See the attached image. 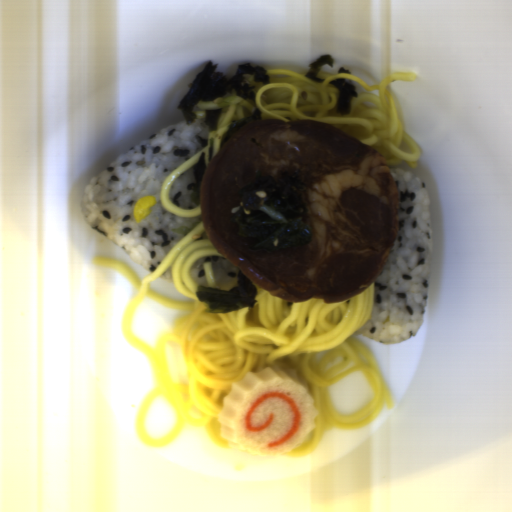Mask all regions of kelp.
<instances>
[{
  "label": "kelp",
  "mask_w": 512,
  "mask_h": 512,
  "mask_svg": "<svg viewBox=\"0 0 512 512\" xmlns=\"http://www.w3.org/2000/svg\"><path fill=\"white\" fill-rule=\"evenodd\" d=\"M237 285L230 290L211 288L204 285L196 286V300L204 302L206 313H231L245 307L254 308L257 288L254 281L237 268Z\"/></svg>",
  "instance_id": "3"
},
{
  "label": "kelp",
  "mask_w": 512,
  "mask_h": 512,
  "mask_svg": "<svg viewBox=\"0 0 512 512\" xmlns=\"http://www.w3.org/2000/svg\"><path fill=\"white\" fill-rule=\"evenodd\" d=\"M329 85L338 89L334 111L340 116L349 115L353 107V99L358 97L356 86L349 78H339L329 81Z\"/></svg>",
  "instance_id": "4"
},
{
  "label": "kelp",
  "mask_w": 512,
  "mask_h": 512,
  "mask_svg": "<svg viewBox=\"0 0 512 512\" xmlns=\"http://www.w3.org/2000/svg\"><path fill=\"white\" fill-rule=\"evenodd\" d=\"M244 75H251L255 82L267 85L270 83V75L267 68L252 66L251 62L237 64L235 74L228 78L218 71V63L210 59L201 71L196 73L193 82L189 84L188 91L176 104V109L184 117L185 124H193L197 116L194 107L200 102H212L225 97L229 92L235 91V95L245 100H255V86L243 84Z\"/></svg>",
  "instance_id": "2"
},
{
  "label": "kelp",
  "mask_w": 512,
  "mask_h": 512,
  "mask_svg": "<svg viewBox=\"0 0 512 512\" xmlns=\"http://www.w3.org/2000/svg\"><path fill=\"white\" fill-rule=\"evenodd\" d=\"M205 111L204 124L207 126L209 132L217 130L218 123L220 121L223 109L221 108H209Z\"/></svg>",
  "instance_id": "8"
},
{
  "label": "kelp",
  "mask_w": 512,
  "mask_h": 512,
  "mask_svg": "<svg viewBox=\"0 0 512 512\" xmlns=\"http://www.w3.org/2000/svg\"><path fill=\"white\" fill-rule=\"evenodd\" d=\"M303 194L300 178L256 173L239 193L234 214L238 236L271 252L309 243L313 233Z\"/></svg>",
  "instance_id": "1"
},
{
  "label": "kelp",
  "mask_w": 512,
  "mask_h": 512,
  "mask_svg": "<svg viewBox=\"0 0 512 512\" xmlns=\"http://www.w3.org/2000/svg\"><path fill=\"white\" fill-rule=\"evenodd\" d=\"M193 171L195 183L190 195V201L194 204L201 205V185L206 171V153L204 151L200 152Z\"/></svg>",
  "instance_id": "5"
},
{
  "label": "kelp",
  "mask_w": 512,
  "mask_h": 512,
  "mask_svg": "<svg viewBox=\"0 0 512 512\" xmlns=\"http://www.w3.org/2000/svg\"><path fill=\"white\" fill-rule=\"evenodd\" d=\"M328 65L329 67L334 68L335 66V59L330 55H323L318 60L313 62L312 64L308 65V70L304 74V77L308 80H311L313 82H316L318 84L324 83L325 79L319 78L318 74L320 69Z\"/></svg>",
  "instance_id": "7"
},
{
  "label": "kelp",
  "mask_w": 512,
  "mask_h": 512,
  "mask_svg": "<svg viewBox=\"0 0 512 512\" xmlns=\"http://www.w3.org/2000/svg\"><path fill=\"white\" fill-rule=\"evenodd\" d=\"M263 111L259 108H255L251 115H248L246 117H243L230 125L227 126L226 132L222 136L221 143H220V149L224 145V143L238 130L243 128L244 126L251 124L256 121H263L262 117Z\"/></svg>",
  "instance_id": "6"
}]
</instances>
